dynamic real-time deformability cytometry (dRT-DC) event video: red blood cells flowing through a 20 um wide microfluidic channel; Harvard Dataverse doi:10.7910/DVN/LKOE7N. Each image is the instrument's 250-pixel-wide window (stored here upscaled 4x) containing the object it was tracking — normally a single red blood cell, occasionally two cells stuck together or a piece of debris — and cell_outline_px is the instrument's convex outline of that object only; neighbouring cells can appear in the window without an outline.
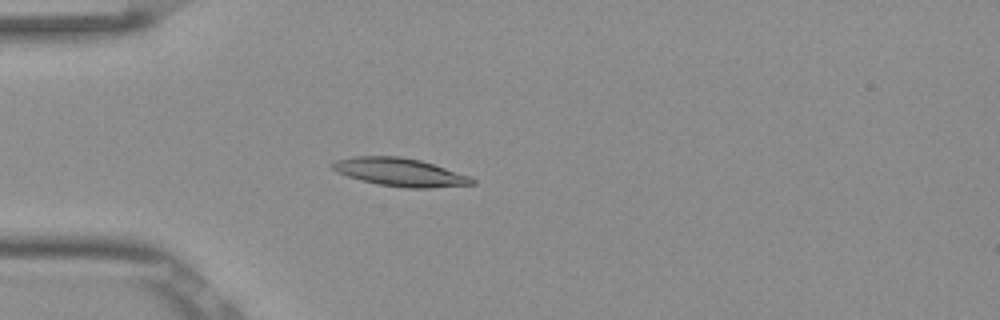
{"species": "Egyptian fruit bat (a non-hibernating species)", "species_latin": "Rousettus aegyptiacus", "temperature_condition": "room temperature", "stored_images_in_passage": 52, "camera_frame_rate_fps": 3000, "um_per_image_px": 0.085, "frame": {"image": 1, "passage_image": 14, "time_ms": 4.333, "image_size_px": [1000, 320], "cell_outline_px": [[476, 184], [428, 188], [404, 188], [376, 184], [360, 180], [336, 172], [328, 164], [336, 160], [356, 156], [400, 156], [420, 160], [468, 176], [476, 180]], "centroid_in_image_um": [33.94, 14.64], "position_along_channel_um": 51.1, "area_um2": 22.83}}
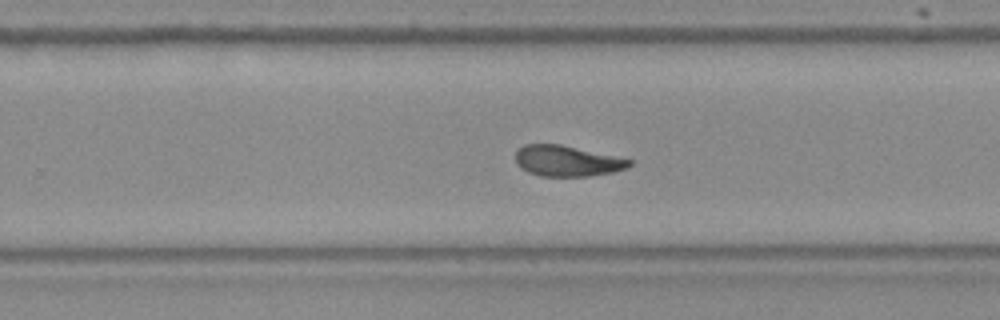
{"frame": {"image": 2, "passage_image": 33, "time_ms": 10.667, "image_size_px": [1000, 320], "cell_outline_px": [[632, 164], [628, 168], [612, 172], [588, 176], [540, 176], [528, 172], [520, 168], [516, 164], [516, 152], [524, 144], [560, 144], [632, 160]], "centroid_in_image_um": [48.17, 13.68], "position_along_channel_um": 281.6, "area_um2": 20.29}}
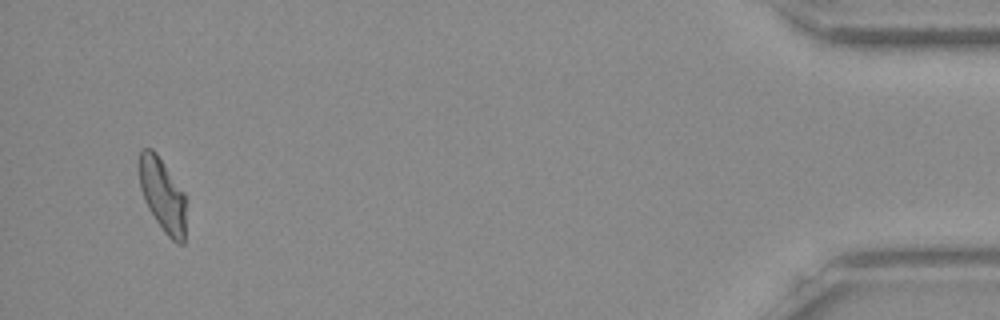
{"frame": {"image": 3, "passage_image": 50, "time_ms": 16.333, "image_size_px": [1000, 320], "cell_outline_px": [[184, 244], [176, 244], [164, 232], [148, 208], [144, 200], [140, 188], [140, 148], [152, 148], [156, 152], [184, 192]], "centroid_in_image_um": [13.8, 16.57], "position_along_channel_um": 421.4, "area_um2": 19.71}, "authors_computed_cell_mechanics": {"area_um2": 21.1837, "velocity_mm_per_s": 3.8338, "shape_relaxation_time_tau1_ms": 8.8589, "shape_relaxation_time_tau2_ms": 2.9407, "deformation_change_tau1": 0.2086, "deformation_change_tau2": 0.0875}}